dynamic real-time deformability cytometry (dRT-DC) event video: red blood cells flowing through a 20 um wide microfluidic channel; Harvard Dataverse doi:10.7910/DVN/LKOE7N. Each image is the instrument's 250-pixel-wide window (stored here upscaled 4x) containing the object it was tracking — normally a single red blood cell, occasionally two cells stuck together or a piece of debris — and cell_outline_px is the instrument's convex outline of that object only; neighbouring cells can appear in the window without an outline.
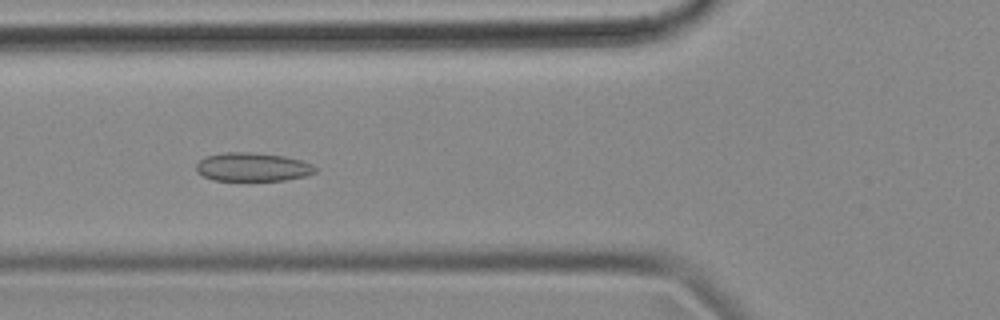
{"species": "common noctule bat (a hibernating species)", "species_latin": "Nyctalus noctula", "temperature_condition": "cold", "stored_images_in_passage": 54, "camera_frame_rate_fps": 3000, "um_per_image_px": 0.085, "animal": {"sex": "female", "body_mass_g": 18.4}, "frame": {"image": 1, "passage_image": 19, "time_ms": 6.0, "image_size_px": [1000, 320], "cell_outline_px": [[320, 168], [316, 172], [308, 176], [284, 180], [212, 180], [196, 172], [196, 164], [204, 156], [224, 152], [248, 152], [284, 156], [300, 160], [312, 164]], "centroid_in_image_um": [21.49, 14.19], "position_along_channel_um": 104.3, "area_um2": 20.0}}
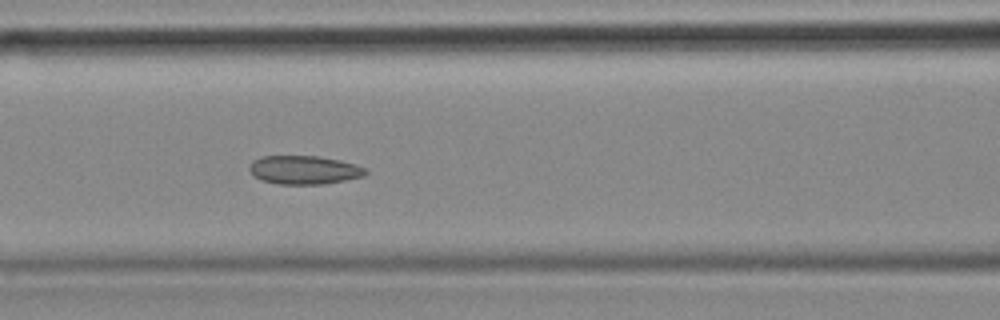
{"frame": {"image": 2, "passage_image": 22, "time_ms": 7.0, "image_size_px": [1000, 320], "cell_outline_px": [[368, 172], [364, 176], [324, 184], [276, 184], [260, 180], [248, 168], [252, 160], [260, 156], [320, 156], [340, 160], [356, 164], [368, 168]], "centroid_in_image_um": [25.87, 14.44], "position_along_channel_um": 140.7, "area_um2": 19.54}}
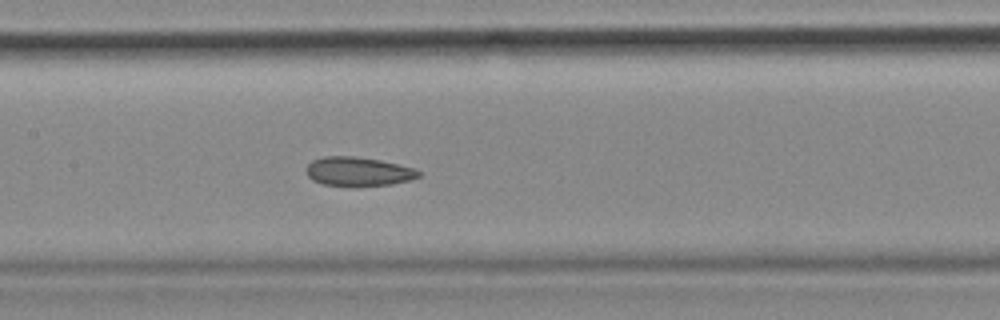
{"frame": {"image": 3, "passage_image": 25, "time_ms": 8.0, "image_size_px": [1000, 320], "cell_outline_px": [[420, 176], [412, 180], [392, 184], [356, 188], [324, 184], [312, 180], [308, 176], [308, 164], [312, 160], [324, 156], [352, 156], [380, 160], [412, 168], [420, 172]], "centroid_in_image_um": [30.45, 14.61], "position_along_channel_um": 176.9, "area_um2": 19.25}, "authors_computed_cell_mechanics": {"area_um2": 19.8543, "velocity_mm_per_s": 3.6316, "shape_relaxation_time_tau1_ms": null, "shape_relaxation_time_tau2_ms": 2.829, "deformation_change_tau1": null, "deformation_change_tau2": 0.0746}}